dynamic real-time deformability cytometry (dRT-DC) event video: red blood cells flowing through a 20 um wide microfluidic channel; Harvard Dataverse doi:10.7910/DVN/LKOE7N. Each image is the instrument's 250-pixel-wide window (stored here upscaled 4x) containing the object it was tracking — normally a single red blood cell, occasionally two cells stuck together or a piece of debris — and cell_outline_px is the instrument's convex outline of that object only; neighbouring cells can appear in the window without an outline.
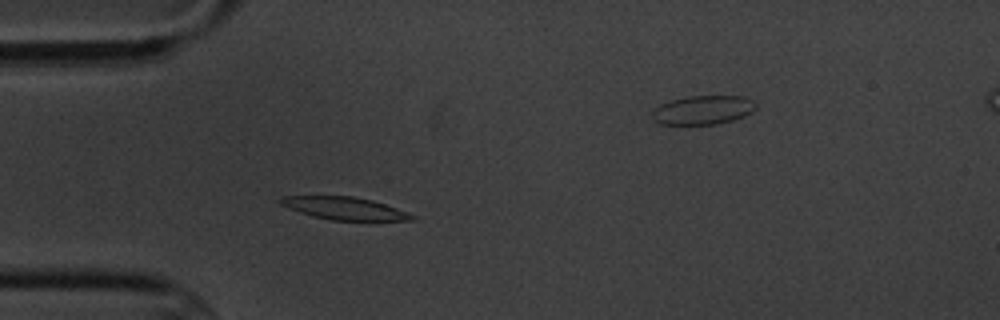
{"species": "common noctule bat (a hibernating species)", "species_latin": "Nyctalus noctula", "temperature_condition": "cold", "stored_images_in_passage": 4, "segment_of_instrument_passage": [1, 2], "camera_frame_rate_fps": 3000, "um_per_image_px": 0.085, "animal": {"sex": "male", "body_mass_g": 20.1, "forearm_length_mm": 53.5}, "frame": {"image": 1, "passage_image": 3, "time_ms": 3.0, "image_size_px": [1000, 320], "cell_outline_px": [[416, 220], [332, 220], [312, 216], [300, 212], [280, 204], [280, 196], [352, 196], [372, 200], [396, 208], [416, 216]], "centroid_in_image_um": [29.28, 17.7], "position_along_channel_um": 55.7, "area_um2": 17.05}}